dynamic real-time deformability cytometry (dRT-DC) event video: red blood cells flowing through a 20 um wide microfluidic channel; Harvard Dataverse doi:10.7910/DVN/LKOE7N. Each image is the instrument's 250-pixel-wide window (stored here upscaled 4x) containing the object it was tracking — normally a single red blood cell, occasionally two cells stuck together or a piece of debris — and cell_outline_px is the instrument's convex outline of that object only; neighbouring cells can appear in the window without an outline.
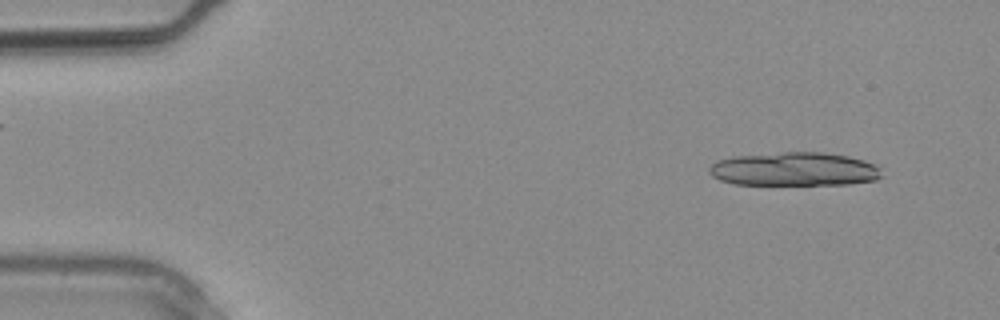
{"species": "common noctule bat (a hibernating species)", "species_latin": "Nyctalus noctula", "temperature_condition": "warm", "stored_images_in_passage": 10, "camera_frame_rate_fps": 3000, "um_per_image_px": 0.085, "animal": {"sex": "male", "body_mass_g": 20.4}, "frame": {"image": 1, "passage_image": 2, "time_ms": 0.333, "image_size_px": [1000, 320], "cell_outline_px": [[880, 176], [876, 180], [848, 184], [732, 184], [720, 180], [712, 176], [708, 172], [708, 168], [716, 160], [732, 156], [784, 152], [820, 152], [848, 156], [864, 160], [876, 164], [880, 168]], "centroid_in_image_um": [67.48, 14.37], "position_along_channel_um": 17.5, "area_um2": 33.87}}
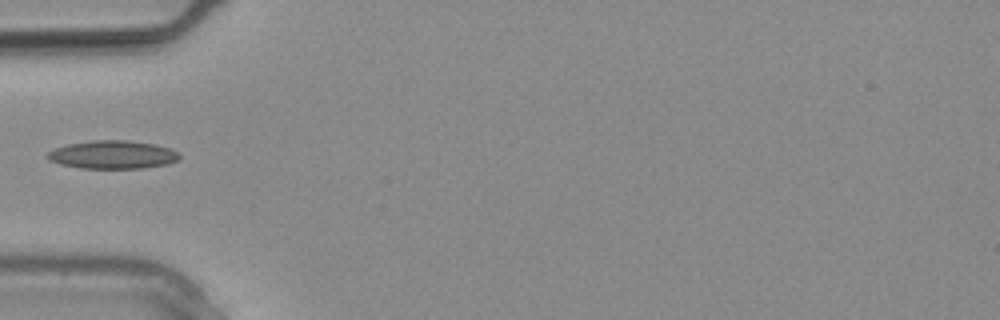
{"frame": {"image": 2, "passage_image": 9, "time_ms": 2.667, "image_size_px": [1000, 320], "cell_outline_px": [[180, 160], [168, 164], [144, 168], [80, 168], [60, 164], [48, 160], [44, 156], [48, 152], [56, 148], [68, 144], [96, 140], [128, 140], [156, 144], [168, 148], [176, 152], [180, 156]], "centroid_in_image_um": [9.57, 13.15], "position_along_channel_um": 75.4, "area_um2": 21.73}}